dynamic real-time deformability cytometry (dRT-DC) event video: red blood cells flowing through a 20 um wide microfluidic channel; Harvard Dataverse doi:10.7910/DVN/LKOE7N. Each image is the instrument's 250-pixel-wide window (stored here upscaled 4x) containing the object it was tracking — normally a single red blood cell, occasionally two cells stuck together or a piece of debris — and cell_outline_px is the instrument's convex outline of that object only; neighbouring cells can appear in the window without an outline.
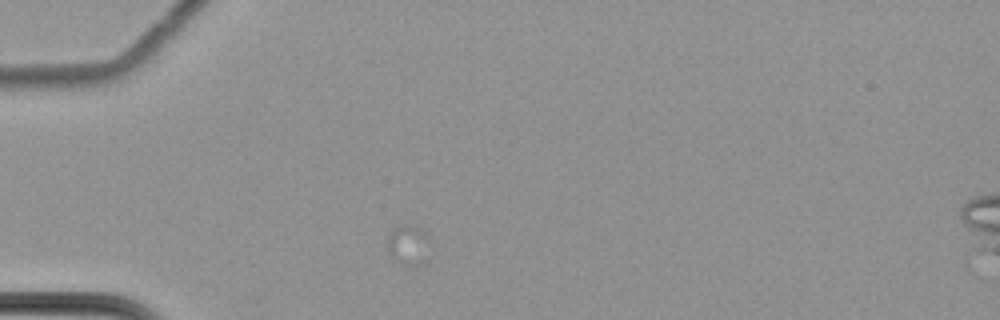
{"species": "common noctule bat (a hibernating species)", "species_latin": "Nyctalus noctula", "temperature_condition": "cold", "stored_images_in_passage": 14, "camera_frame_rate_fps": 3000, "um_per_image_px": 0.085, "animal": {"sex": "female", "body_mass_g": 22.7, "forearm_length_mm": 54.2}, "frame": {"image": 1, "passage_image": 3, "time_ms": 0.667, "image_size_px": [1000, 320], "cell_outline_px": [[432, 244], [424, 264], [416, 268], [392, 260], [388, 256], [384, 248], [388, 236], [400, 224], [412, 224], [420, 228], [432, 240]], "centroid_in_image_um": [34.72, 20.87], "position_along_channel_um": 50.3, "area_um2": 10.87}}